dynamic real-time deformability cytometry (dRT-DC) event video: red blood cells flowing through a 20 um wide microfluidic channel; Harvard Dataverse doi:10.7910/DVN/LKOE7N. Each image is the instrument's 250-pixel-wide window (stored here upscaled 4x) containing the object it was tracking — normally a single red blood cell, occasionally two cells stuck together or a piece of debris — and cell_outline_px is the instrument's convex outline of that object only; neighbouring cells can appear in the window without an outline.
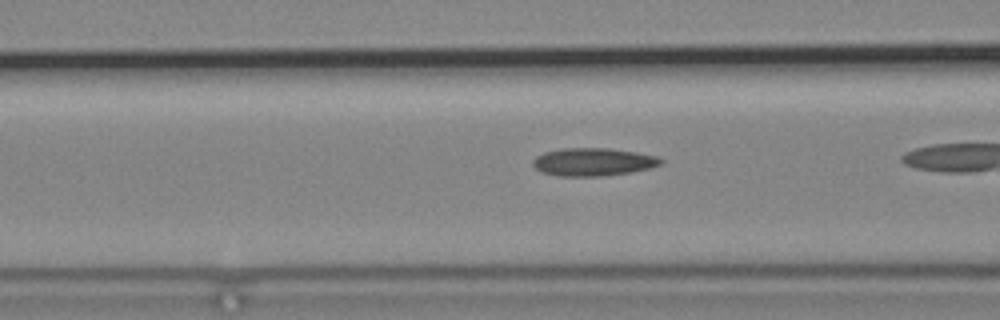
{"species": "common noctule bat (a hibernating species)", "species_latin": "Nyctalus noctula", "temperature_condition": "cold", "stored_images_in_passage": 41, "camera_frame_rate_fps": 3000, "um_per_image_px": 0.085, "animal": {"sex": "male", "body_mass_g": 19.2, "forearm_length_mm": 51.8}, "frame": {"image": 1, "passage_image": 19, "time_ms": 6.0, "image_size_px": [1000, 320], "cell_outline_px": [[664, 160], [660, 164], [648, 168], [632, 172], [600, 176], [556, 176], [540, 172], [532, 164], [532, 160], [536, 156], [544, 152], [560, 148], [608, 148], [636, 152], [656, 156]], "centroid_in_image_um": [50.36, 13.76], "position_along_channel_um": 116.2, "area_um2": 20.87}}
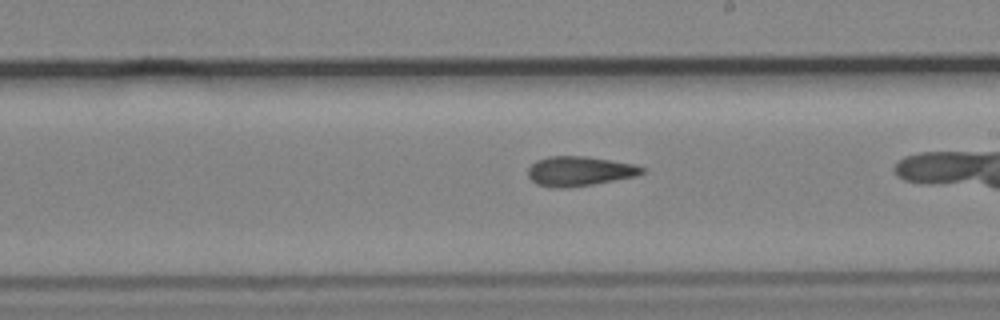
{"frame": {"image": 2, "passage_image": 29, "time_ms": 9.333, "image_size_px": [1000, 320], "cell_outline_px": [[644, 172], [636, 176], [592, 184], [568, 188], [548, 188], [536, 184], [528, 176], [528, 168], [536, 160], [548, 156], [584, 156], [632, 164], [644, 168]], "centroid_in_image_um": [49.18, 14.56], "position_along_channel_um": 239.8, "area_um2": 19.59}}
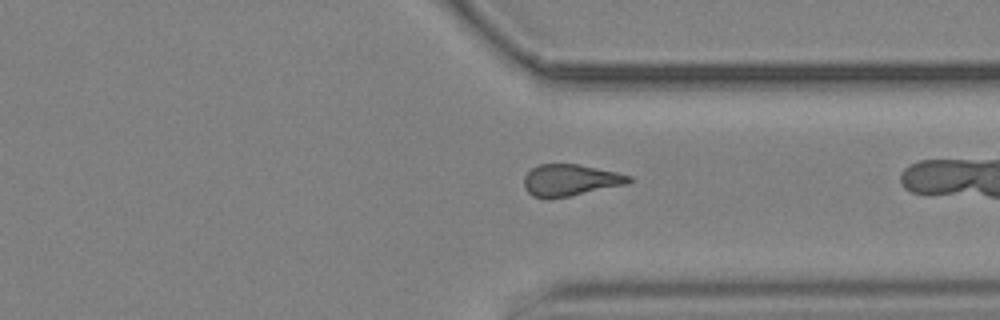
{"frame": {"image": 3, "passage_image": 39, "time_ms": 12.667, "image_size_px": [1000, 320], "cell_outline_px": [[632, 180], [628, 184], [548, 200], [532, 196], [524, 188], [524, 176], [532, 168], [540, 164], [576, 164], [616, 172], [632, 176]], "centroid_in_image_um": [48.45, 15.33], "position_along_channel_um": 363.0, "area_um2": 19.36}}